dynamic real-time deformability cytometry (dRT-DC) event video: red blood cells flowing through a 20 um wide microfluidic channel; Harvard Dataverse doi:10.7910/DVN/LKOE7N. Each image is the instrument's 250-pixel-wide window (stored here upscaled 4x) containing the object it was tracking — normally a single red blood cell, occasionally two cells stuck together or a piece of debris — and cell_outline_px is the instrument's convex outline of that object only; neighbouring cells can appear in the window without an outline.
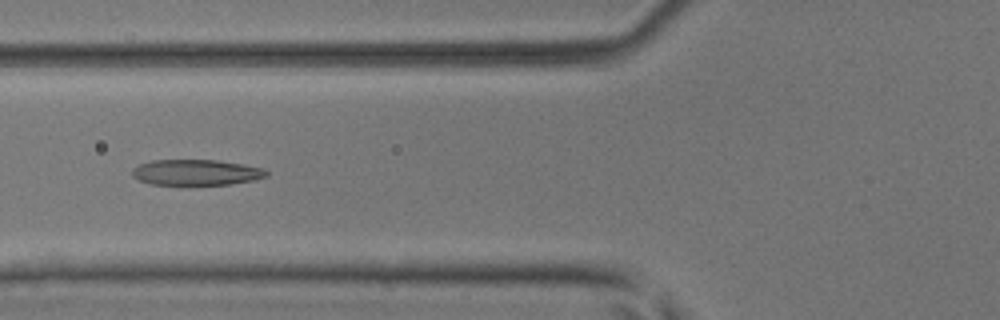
{"species": "common noctule bat (a hibernating species)", "species_latin": "Nyctalus noctula", "temperature_condition": "room temperature", "stored_images_in_passage": 43, "camera_frame_rate_fps": 3000, "um_per_image_px": 0.085, "animal": {"sex": "male", "body_mass_g": 17.9, "forearm_length_mm": 54.2}, "frame": {"image": 1, "passage_image": 13, "time_ms": 4.0, "image_size_px": [1000, 320], "cell_outline_px": [[268, 176], [256, 180], [228, 184], [180, 188], [152, 184], [140, 180], [132, 176], [132, 168], [140, 164], [152, 160], [216, 160], [244, 164], [264, 168], [268, 172]], "centroid_in_image_um": [16.67, 14.7], "position_along_channel_um": 109.1, "area_um2": 21.15}}
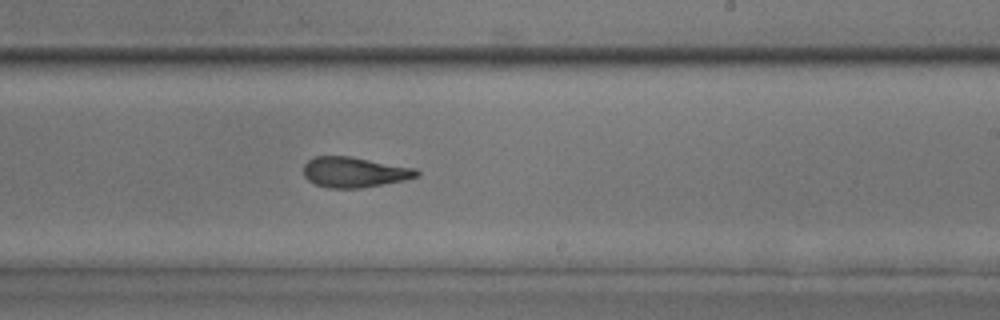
{"frame": {"image": 2, "passage_image": 24, "time_ms": 7.667, "image_size_px": [1000, 320], "cell_outline_px": [[420, 176], [404, 180], [384, 184], [360, 188], [328, 188], [316, 184], [308, 180], [304, 176], [304, 164], [308, 160], [316, 156], [348, 156], [416, 168], [420, 172]], "centroid_in_image_um": [30.13, 14.64], "position_along_channel_um": 258.9, "area_um2": 20.0}}
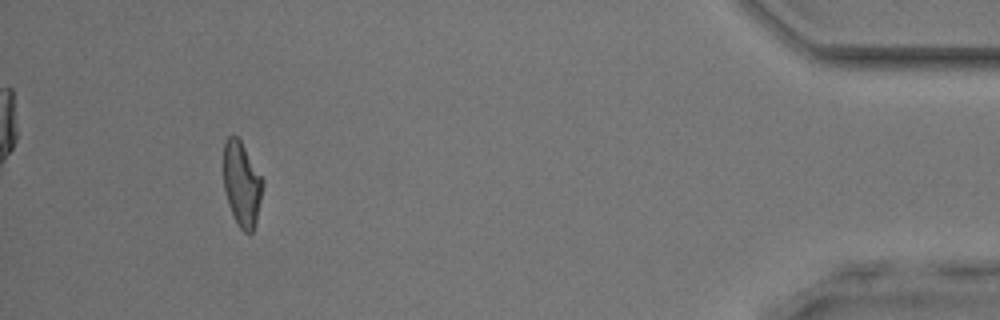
{"frame": {"image": 3, "passage_image": 40, "time_ms": 13.0, "image_size_px": [1000, 320], "cell_outline_px": [[264, 184], [256, 224], [252, 232], [244, 232], [240, 228], [228, 204], [224, 188], [224, 140], [228, 136], [236, 136], [240, 140], [264, 180]], "centroid_in_image_um": [20.57, 15.64], "position_along_channel_um": 414.6, "area_um2": 19.25}, "authors_computed_cell_mechanics": {"area_um2": 20.519, "velocity_mm_per_s": 4.1026, "shape_relaxation_time_tau1_ms": 2.9691, "shape_relaxation_time_tau2_ms": 2.3298, "deformation_change_tau1": 0.1471, "deformation_change_tau2": 0.1207}}